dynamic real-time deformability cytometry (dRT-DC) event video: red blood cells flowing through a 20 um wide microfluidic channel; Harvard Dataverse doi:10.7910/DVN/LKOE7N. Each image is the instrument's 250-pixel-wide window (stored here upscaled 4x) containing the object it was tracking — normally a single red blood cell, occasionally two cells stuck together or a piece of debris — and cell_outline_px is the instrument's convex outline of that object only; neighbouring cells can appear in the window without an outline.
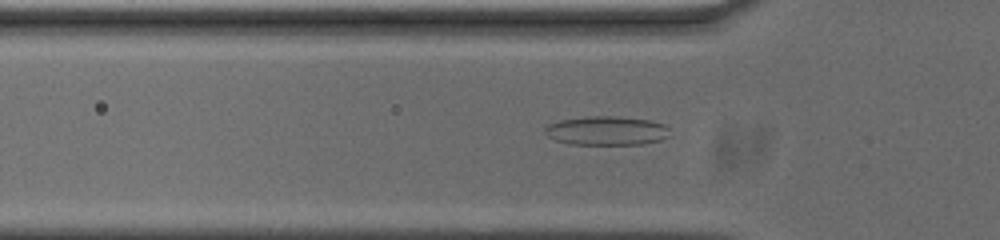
{"species": "common noctule bat (a hibernating species)", "species_latin": "Nyctalus noctula", "temperature_condition": "cold", "stored_images_in_passage": 54, "camera_frame_rate_fps": 3000, "um_per_image_px": 0.085, "animal": {"sex": "male", "body_mass_g": 20.0, "forearm_length_mm": 53.3}, "frame": {"image": 1, "passage_image": 16, "time_ms": 5.0, "image_size_px": [1000, 240], "cell_outline_px": [[668, 136], [660, 140], [644, 144], [568, 144], [556, 140], [548, 136], [544, 132], [544, 128], [548, 124], [560, 120], [584, 116], [616, 116], [652, 120], [664, 124], [668, 128]], "centroid_in_image_um": [51.54, 11.1], "position_along_channel_um": 74.3, "area_um2": 21.21}}
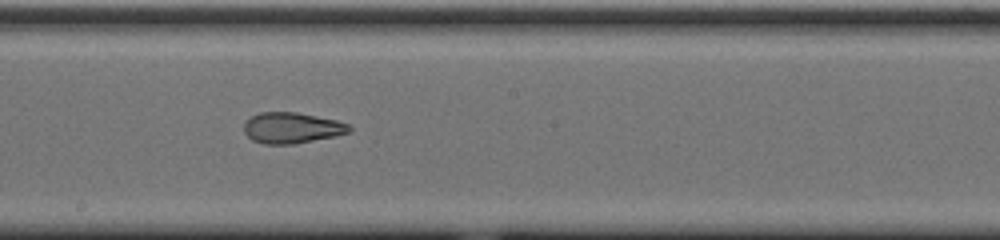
{"frame": {"image": 2, "passage_image": 28, "time_ms": 9.0, "image_size_px": [1000, 240], "cell_outline_px": [[352, 132], [336, 136], [292, 144], [264, 144], [252, 140], [244, 132], [244, 120], [260, 112], [296, 112], [336, 120], [348, 124], [352, 128]], "centroid_in_image_um": [24.8, 10.87], "position_along_channel_um": 223.4, "area_um2": 19.02}}
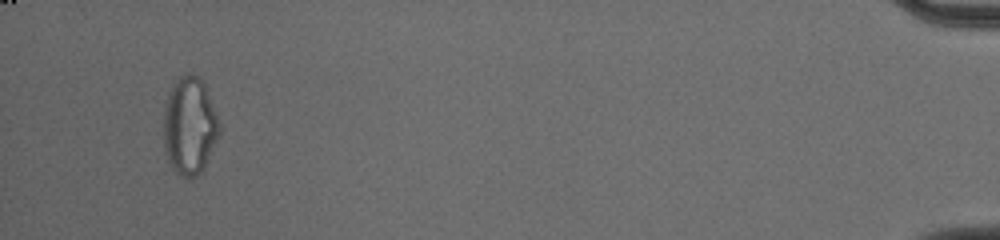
{"frame": {"image": 3, "passage_image": 51, "time_ms": 16.667, "image_size_px": [1000, 240], "cell_outline_px": [[220, 132], [204, 168], [196, 176], [188, 180], [180, 176], [176, 172], [168, 160], [164, 152], [164, 104], [168, 92], [176, 76], [184, 72], [188, 72], [204, 80], [216, 112], [220, 124]], "centroid_in_image_um": [16.1, 10.65], "position_along_channel_um": 419.1, "area_um2": 32.43}, "authors_computed_cell_mechanics": {"area_um2": 22.6576, "velocity_mm_per_s": 3.7158, "shape_relaxation_time_tau1_ms": null, "shape_relaxation_time_tau2_ms": 2.3123, "deformation_change_tau1": null, "deformation_change_tau2": 0.0953}}